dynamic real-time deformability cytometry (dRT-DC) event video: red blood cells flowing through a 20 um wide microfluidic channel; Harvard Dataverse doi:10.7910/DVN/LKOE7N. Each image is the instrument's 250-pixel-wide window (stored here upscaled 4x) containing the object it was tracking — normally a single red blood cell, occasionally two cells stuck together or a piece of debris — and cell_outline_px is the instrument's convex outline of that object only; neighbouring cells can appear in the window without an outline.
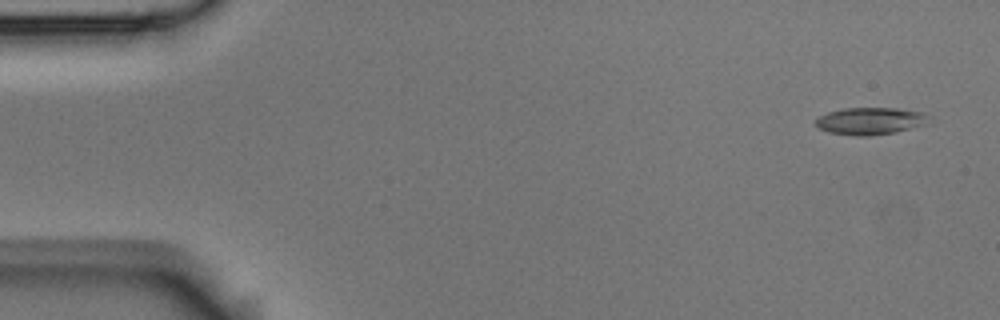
{"species": "Egyptian fruit bat (a non-hibernating species)", "species_latin": "Rousettus aegyptiacus", "temperature_condition": "room temperature", "stored_images_in_passage": 5, "camera_frame_rate_fps": 3000, "um_per_image_px": 0.085, "animal": {"sex": "male"}, "frame": {"image": 1, "passage_image": 1, "time_ms": 0.0, "image_size_px": [1000, 320], "cell_outline_px": [[932, 116], [928, 124], [896, 132], [868, 136], [856, 136], [828, 132], [816, 128], [816, 120], [820, 116], [828, 112], [844, 108], [896, 108], [924, 112]], "centroid_in_image_um": [74.03, 10.28], "position_along_channel_um": 11.0, "area_um2": 18.21}}